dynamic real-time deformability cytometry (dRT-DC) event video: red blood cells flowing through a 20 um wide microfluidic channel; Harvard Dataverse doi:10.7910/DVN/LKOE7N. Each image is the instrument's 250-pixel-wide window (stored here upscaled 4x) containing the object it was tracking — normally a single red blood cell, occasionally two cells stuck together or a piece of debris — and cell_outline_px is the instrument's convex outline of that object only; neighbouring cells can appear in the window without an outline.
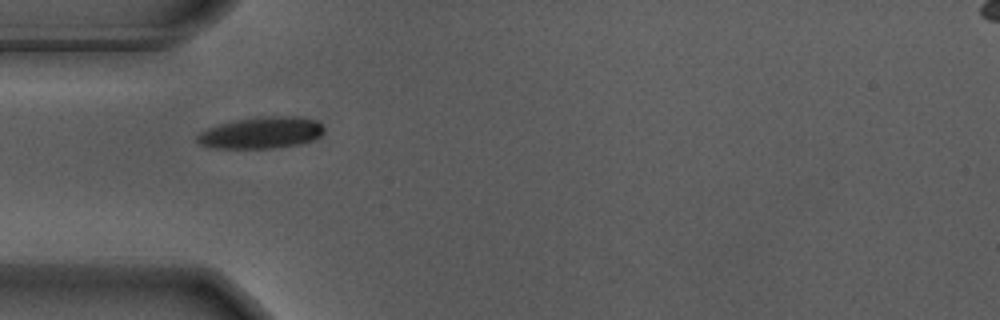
{"species": "Egyptian fruit bat (a non-hibernating species)", "species_latin": "Rousettus aegyptiacus", "temperature_condition": "warm", "stored_images_in_passage": 34, "camera_frame_rate_fps": 3000, "um_per_image_px": 0.085, "animal": {"sex": "male"}, "frame": {"image": 1, "passage_image": 1, "time_ms": 0.0, "image_size_px": [1000, 320], "cell_outline_px": [[324, 132], [320, 136], [312, 140], [300, 144], [272, 148], [212, 148], [200, 144], [196, 140], [196, 136], [200, 132], [208, 128], [220, 124], [236, 120], [264, 116], [296, 116], [316, 120], [324, 128]], "centroid_in_image_um": [22.21, 11.28], "position_along_channel_um": 62.8, "area_um2": 23.29}}
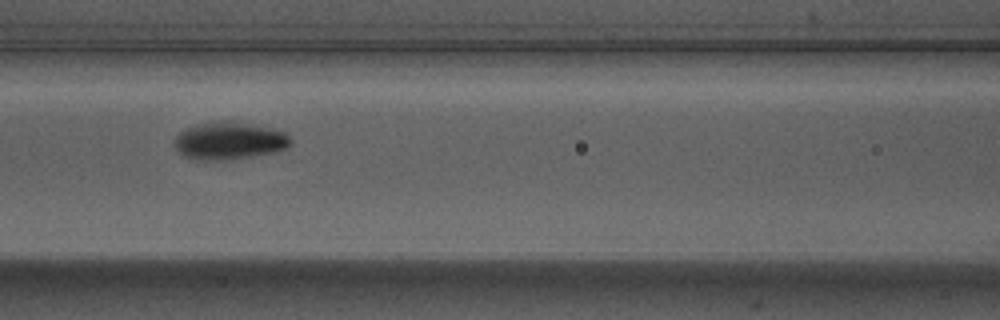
{"frame": {"image": 2, "passage_image": 8, "time_ms": 2.333, "image_size_px": [1000, 320], "cell_outline_px": [[292, 144], [276, 152], [232, 160], [204, 160], [184, 156], [176, 148], [176, 136], [180, 132], [196, 124], [220, 120], [232, 120], [284, 132], [292, 140]], "centroid_in_image_um": [19.5, 11.97], "position_along_channel_um": 147.1, "area_um2": 25.26}}
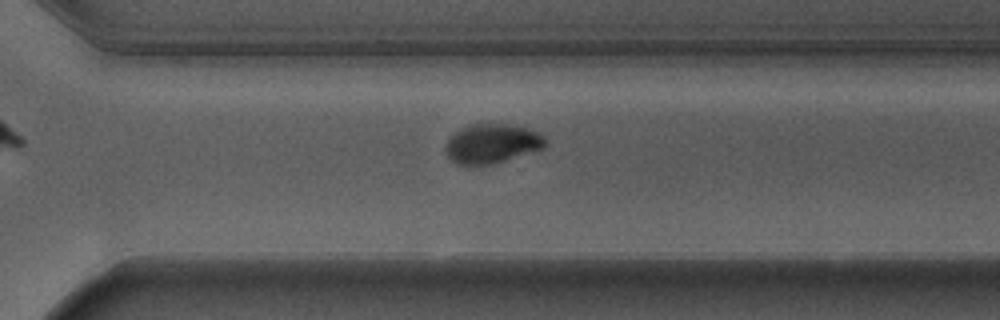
{"frame": {"image": 3, "passage_image": 23, "time_ms": 7.333, "image_size_px": [1000, 320], "cell_outline_px": [[544, 148], [492, 164], [460, 164], [452, 160], [448, 156], [448, 140], [460, 128], [472, 124], [504, 124], [524, 128], [540, 132], [544, 136]], "centroid_in_image_um": [41.85, 12.19], "position_along_channel_um": 328.8, "area_um2": 22.14}, "authors_computed_cell_mechanics": {"area_um2": 23.3223, "velocity_mm_per_s": 3.6447, "shape_relaxation_time_tau1_ms": 2.0776, "shape_relaxation_time_tau2_ms": 1.0398, "deformation_change_tau1": 0.1593, "deformation_change_tau2": 0.0297}}